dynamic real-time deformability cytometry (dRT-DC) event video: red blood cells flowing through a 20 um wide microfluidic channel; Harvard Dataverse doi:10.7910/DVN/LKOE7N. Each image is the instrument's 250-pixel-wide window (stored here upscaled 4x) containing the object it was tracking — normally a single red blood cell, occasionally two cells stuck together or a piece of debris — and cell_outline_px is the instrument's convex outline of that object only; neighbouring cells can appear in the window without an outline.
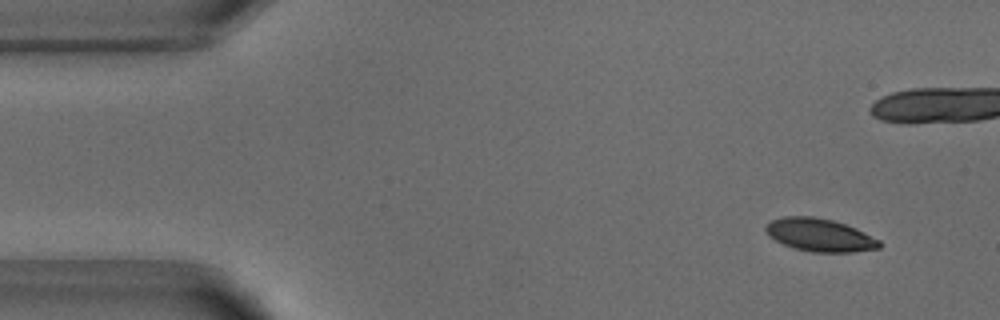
{"species": "common noctule bat (a hibernating species)", "species_latin": "Nyctalus noctula", "temperature_condition": "warm", "stored_images_in_passage": 51, "camera_frame_rate_fps": 3000, "um_per_image_px": 0.085, "animal": {"sex": "male", "body_mass_g": 18.8}, "frame": {"image": 1, "passage_image": 4, "time_ms": 1.0, "image_size_px": [1000, 320], "cell_outline_px": [[880, 248], [852, 252], [812, 252], [796, 248], [784, 244], [768, 236], [764, 228], [764, 224], [772, 220], [784, 216], [812, 216], [832, 220], [856, 228], [880, 240]], "centroid_in_image_um": [69.65, 19.97], "position_along_channel_um": 15.3, "area_um2": 21.73}}
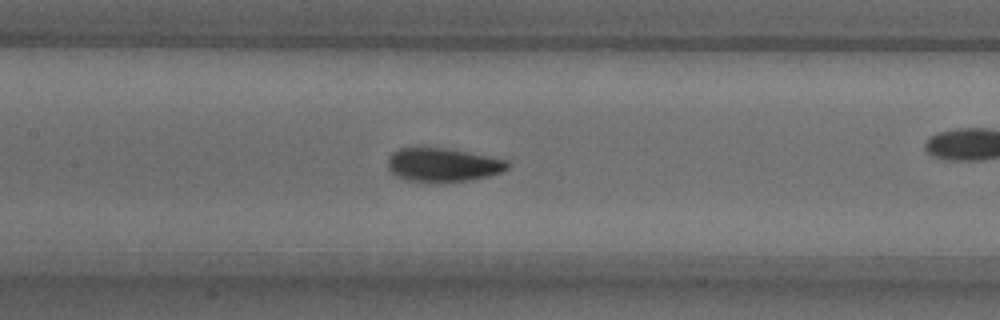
{"frame": {"image": 2, "passage_image": 23, "time_ms": 7.333, "image_size_px": [1000, 320], "cell_outline_px": [[508, 168], [504, 172], [488, 176], [468, 180], [404, 180], [396, 176], [388, 168], [388, 156], [392, 152], [400, 148], [448, 148], [508, 160]], "centroid_in_image_um": [37.65, 13.98], "position_along_channel_um": 169.7, "area_um2": 23.0}}
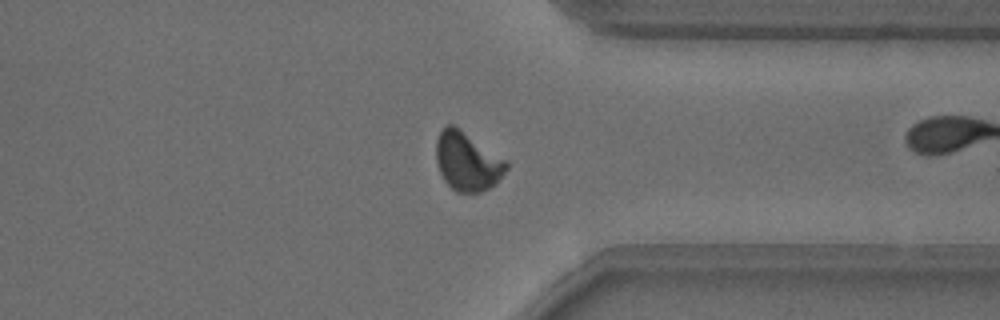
{"frame": {"image": 3, "passage_image": 39, "time_ms": 12.667, "image_size_px": [1000, 320], "cell_outline_px": [[508, 168], [488, 188], [480, 192], [456, 192], [444, 180], [440, 172], [436, 160], [436, 140], [440, 132], [448, 124], [452, 124], [508, 160]], "centroid_in_image_um": [39.71, 13.71], "position_along_channel_um": 371.7, "area_um2": 23.64}, "authors_computed_cell_mechanics": {"area_um2": 23.2356, "velocity_mm_per_s": 3.8609, "shape_relaxation_time_tau1_ms": 2.4945, "shape_relaxation_time_tau2_ms": 0.9539, "deformation_change_tau1": 0.1327, "deformation_change_tau2": 0.051}}